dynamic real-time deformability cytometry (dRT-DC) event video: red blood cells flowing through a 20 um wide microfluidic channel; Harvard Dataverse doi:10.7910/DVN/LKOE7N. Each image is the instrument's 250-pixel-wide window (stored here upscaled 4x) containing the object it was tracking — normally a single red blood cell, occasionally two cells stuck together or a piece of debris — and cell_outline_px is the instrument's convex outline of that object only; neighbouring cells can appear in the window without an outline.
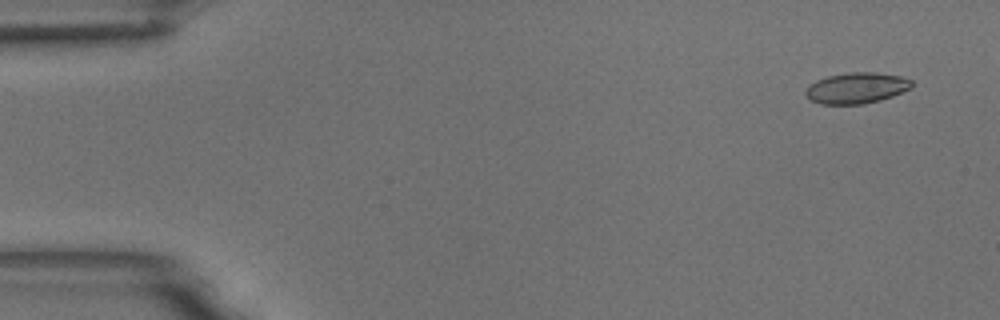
{"species": "common noctule bat (a hibernating species)", "species_latin": "Nyctalus noctula", "temperature_condition": "room temperature", "stored_images_in_passage": 6, "camera_frame_rate_fps": 3000, "um_per_image_px": 0.085, "animal": {"sex": "male", "body_mass_g": 18.8}, "frame": {"image": 1, "passage_image": 1, "time_ms": 0.0, "image_size_px": [1000, 320], "cell_outline_px": [[912, 88], [892, 96], [880, 100], [864, 104], [820, 104], [808, 100], [804, 92], [808, 84], [816, 80], [828, 76], [848, 72], [876, 72], [900, 76], [912, 80]], "centroid_in_image_um": [72.77, 7.48], "position_along_channel_um": 12.2, "area_um2": 19.36}}
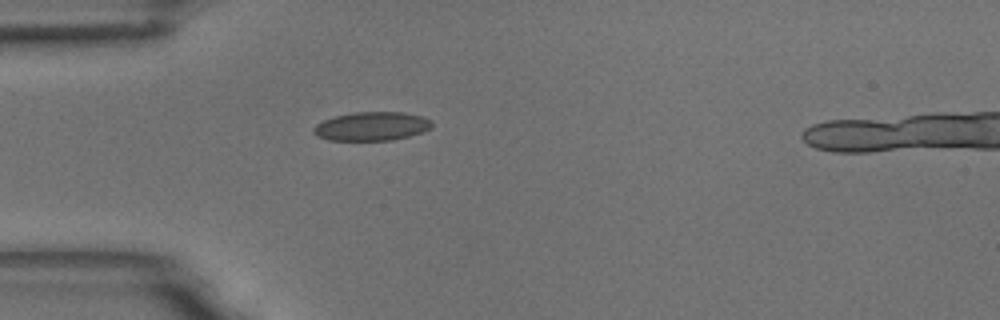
{"frame": {"image": 2, "passage_image": 5, "time_ms": 1.333, "image_size_px": [1000, 320], "cell_outline_px": [[432, 124], [428, 128], [420, 132], [408, 136], [392, 140], [328, 140], [316, 136], [312, 132], [312, 128], [316, 124], [324, 120], [336, 116], [356, 112], [404, 112], [424, 116], [432, 120]], "centroid_in_image_um": [31.57, 10.73], "position_along_channel_um": 53.4, "area_um2": 19.77}}